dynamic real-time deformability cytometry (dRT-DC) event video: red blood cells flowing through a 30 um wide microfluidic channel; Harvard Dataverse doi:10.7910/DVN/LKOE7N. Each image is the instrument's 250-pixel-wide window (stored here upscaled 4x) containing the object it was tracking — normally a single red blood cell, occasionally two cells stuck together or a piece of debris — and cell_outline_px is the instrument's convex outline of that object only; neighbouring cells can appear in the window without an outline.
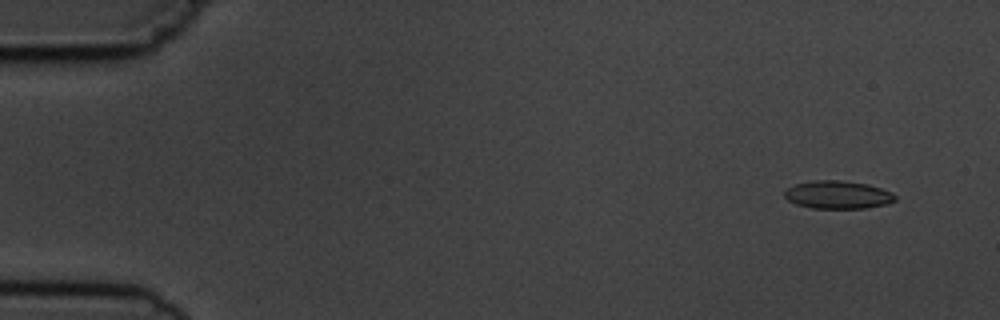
{"species": "common noctule bat (a hibernating species)", "species_latin": "Nyctalus noctula", "temperature_condition": "cold", "stored_images_in_passage": 8, "camera_frame_rate_fps": 3000, "um_per_image_px": 0.085, "animal": {"sex": "male", "body_mass_g": 19.5, "forearm_length_mm": 54.6}, "frame": {"image": 1, "passage_image": 1, "time_ms": 0.0, "image_size_px": [1000, 320], "cell_outline_px": [[896, 200], [888, 204], [864, 208], [812, 208], [796, 204], [788, 200], [784, 196], [784, 192], [788, 188], [796, 184], [812, 180], [840, 180], [868, 184], [892, 192], [896, 196]], "centroid_in_image_um": [71.23, 16.55], "position_along_channel_um": 13.8, "area_um2": 18.03}}
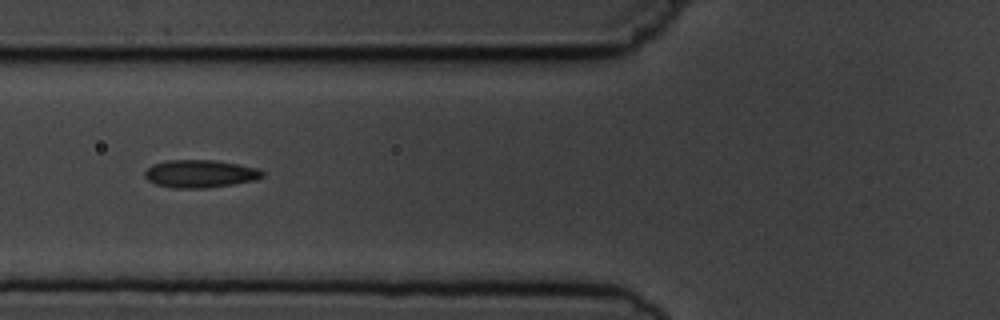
{"frame": {"image": 2, "passage_image": 6, "time_ms": 5.667, "image_size_px": [1000, 320], "cell_outline_px": [[264, 176], [256, 180], [236, 184], [204, 188], [172, 188], [156, 184], [148, 180], [144, 176], [144, 172], [152, 164], [168, 160], [216, 160], [256, 168], [264, 172]], "centroid_in_image_um": [17.01, 14.77], "position_along_channel_um": 108.8, "area_um2": 19.07}}
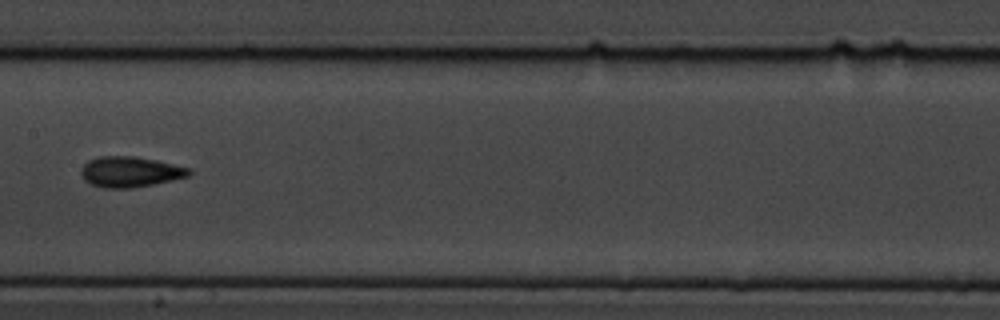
{"frame": {"image": 3, "passage_image": 8, "time_ms": 8.0, "image_size_px": [1000, 320], "cell_outline_px": [[192, 172], [188, 176], [172, 180], [132, 188], [104, 188], [92, 184], [84, 180], [80, 172], [80, 168], [88, 160], [100, 156], [132, 156], [156, 160], [192, 168]], "centroid_in_image_um": [11.05, 14.6], "position_along_channel_um": 196.3, "area_um2": 19.25}}